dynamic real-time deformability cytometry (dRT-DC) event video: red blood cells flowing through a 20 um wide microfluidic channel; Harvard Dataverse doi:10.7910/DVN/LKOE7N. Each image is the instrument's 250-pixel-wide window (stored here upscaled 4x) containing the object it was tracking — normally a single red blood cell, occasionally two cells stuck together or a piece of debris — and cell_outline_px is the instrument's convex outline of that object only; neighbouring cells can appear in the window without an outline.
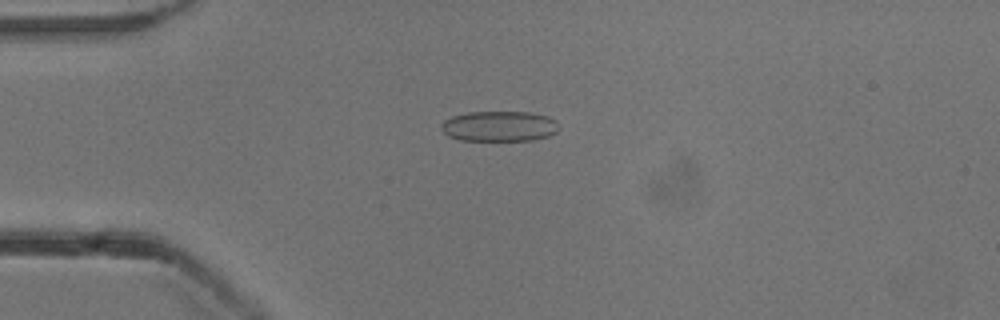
{"species": "common noctule bat (a hibernating species)", "species_latin": "Nyctalus noctula", "temperature_condition": "cold", "stored_images_in_passage": 31, "camera_frame_rate_fps": 3000, "um_per_image_px": 0.085, "animal": {"sex": "male", "body_mass_g": 13.3}, "frame": {"image": 1, "passage_image": 13, "time_ms": 4.0, "image_size_px": [1000, 320], "cell_outline_px": [[556, 132], [548, 136], [532, 140], [460, 140], [448, 136], [440, 128], [440, 124], [444, 120], [452, 116], [468, 112], [528, 112], [548, 116], [556, 120]], "centroid_in_image_um": [42.39, 10.72], "position_along_channel_um": 42.6, "area_um2": 20.75}}
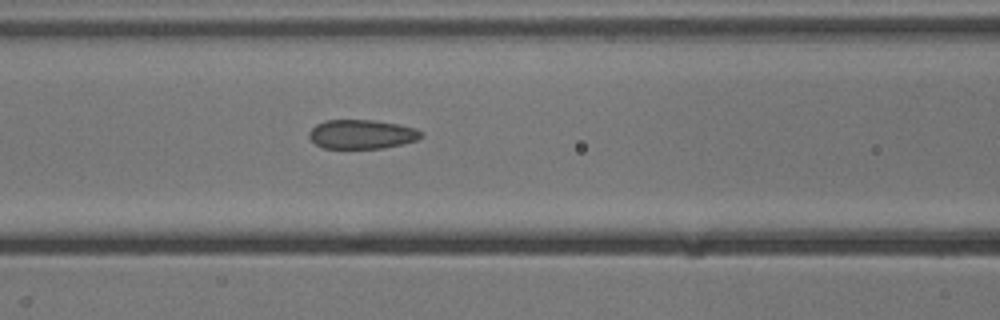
{"frame": {"image": 2, "passage_image": 22, "time_ms": 7.0, "image_size_px": [1000, 320], "cell_outline_px": [[424, 136], [416, 140], [384, 148], [324, 148], [316, 144], [308, 136], [308, 132], [316, 124], [324, 120], [376, 120], [400, 124], [416, 128], [424, 132]], "centroid_in_image_um": [30.77, 11.4], "position_along_channel_um": 135.8, "area_um2": 19.19}}
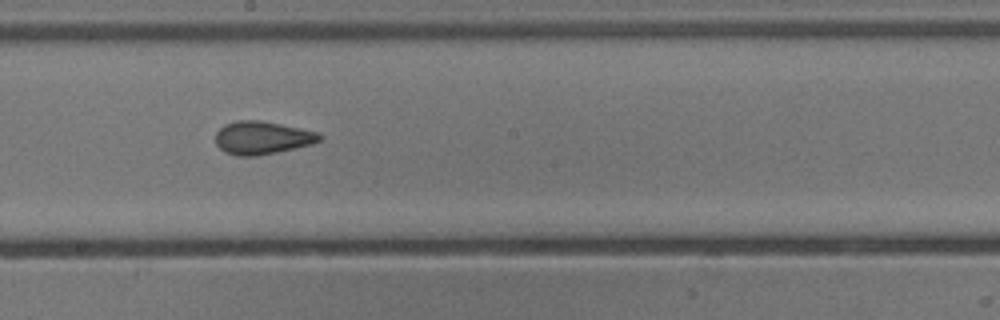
{"frame": {"image": 3, "passage_image": 29, "time_ms": 9.333, "image_size_px": [1000, 320], "cell_outline_px": [[324, 136], [320, 140], [312, 144], [276, 152], [256, 156], [240, 156], [224, 152], [216, 144], [216, 132], [224, 124], [236, 120], [260, 120], [280, 124], [316, 132]], "centroid_in_image_um": [22.25, 11.71], "position_along_channel_um": 225.9, "area_um2": 19.88}}